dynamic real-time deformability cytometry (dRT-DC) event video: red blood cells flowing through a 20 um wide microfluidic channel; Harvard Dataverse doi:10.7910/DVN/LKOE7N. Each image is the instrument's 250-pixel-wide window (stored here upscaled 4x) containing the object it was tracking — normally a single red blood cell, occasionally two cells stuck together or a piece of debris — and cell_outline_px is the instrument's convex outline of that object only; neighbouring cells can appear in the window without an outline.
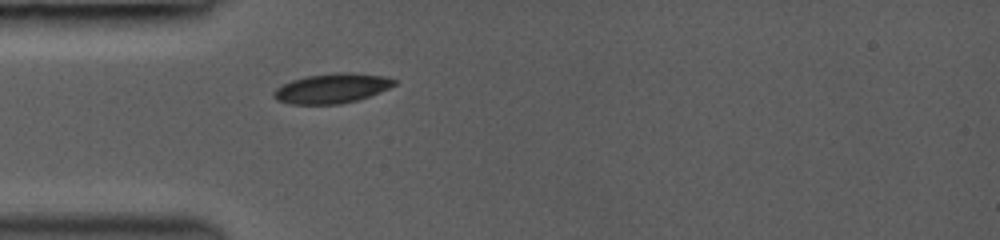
{"species": "common noctule bat (a hibernating species)", "species_latin": "Nyctalus noctula", "temperature_condition": "room temperature", "stored_images_in_passage": 31, "camera_frame_rate_fps": 3000, "um_per_image_px": 0.085, "animal": {"sex": "female", "body_mass_g": 19.0, "forearm_length_mm": 53.3}, "frame": {"image": 1, "passage_image": 1, "time_ms": 0.0, "image_size_px": [1000, 240], "cell_outline_px": [[396, 84], [380, 92], [356, 100], [340, 104], [288, 104], [276, 100], [272, 96], [272, 92], [276, 88], [292, 80], [304, 76], [336, 72], [348, 72], [388, 76], [396, 80]], "centroid_in_image_um": [28.19, 7.5], "position_along_channel_um": 56.8, "area_um2": 21.04}}
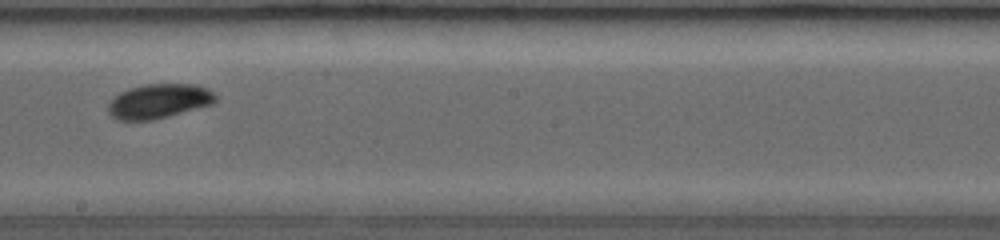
{"frame": {"image": 2, "passage_image": 14, "time_ms": 4.333, "image_size_px": [1000, 240], "cell_outline_px": [[216, 100], [212, 104], [168, 116], [152, 120], [116, 120], [108, 112], [108, 104], [120, 92], [128, 88], [144, 84], [196, 84], [208, 88], [216, 96]], "centroid_in_image_um": [13.49, 8.59], "position_along_channel_um": 234.7, "area_um2": 21.5}}
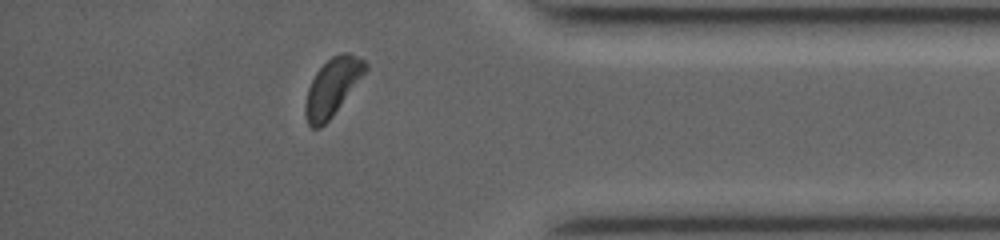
{"frame": {"image": 3, "passage_image": 27, "time_ms": 8.667, "image_size_px": [1000, 240], "cell_outline_px": [[368, 68], [332, 116], [320, 128], [312, 128], [308, 124], [304, 112], [304, 104], [308, 88], [316, 72], [332, 56], [344, 52], [348, 52], [364, 60], [368, 64]], "centroid_in_image_um": [28.23, 7.4], "position_along_channel_um": 407.0, "area_um2": 19.71}, "authors_computed_cell_mechanics": {"area_um2": 21.2126, "velocity_mm_per_s": 4.2038, "shape_relaxation_time_tau1_ms": 1.7607, "shape_relaxation_time_tau2_ms": null, "deformation_change_tau1": 0.0766, "deformation_change_tau2": null}}